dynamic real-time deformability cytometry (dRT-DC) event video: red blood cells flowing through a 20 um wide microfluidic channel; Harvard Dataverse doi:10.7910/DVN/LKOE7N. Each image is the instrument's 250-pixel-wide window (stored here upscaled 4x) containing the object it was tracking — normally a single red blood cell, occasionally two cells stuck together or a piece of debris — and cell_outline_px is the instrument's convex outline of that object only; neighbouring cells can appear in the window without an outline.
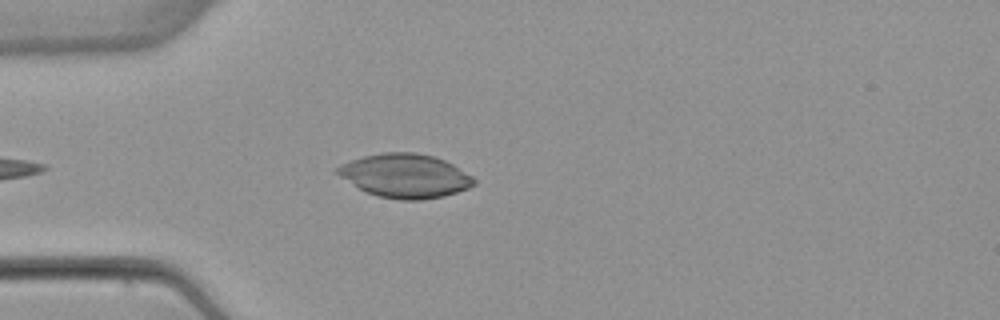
{"species": "common noctule bat (a hibernating species)", "species_latin": "Nyctalus noctula", "temperature_condition": "warm", "stored_images_in_passage": 40, "camera_frame_rate_fps": 3000, "um_per_image_px": 0.085, "animal": {"sex": "female", "body_mass_g": 22.7, "forearm_length_mm": 54.2}, "frame": {"image": 1, "passage_image": 5, "time_ms": 1.333, "image_size_px": [1000, 320], "cell_outline_px": [[476, 184], [468, 188], [444, 196], [420, 200], [400, 200], [380, 196], [368, 192], [360, 188], [332, 172], [340, 164], [364, 156], [384, 152], [416, 152], [432, 156], [444, 160], [452, 164], [472, 176], [476, 180]], "centroid_in_image_um": [34.43, 14.94], "position_along_channel_um": 50.6, "area_um2": 34.68}}
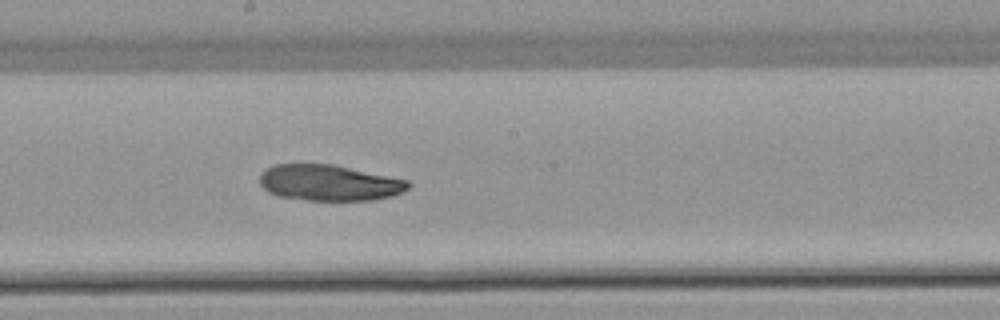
{"frame": {"image": 2, "passage_image": 19, "time_ms": 6.0, "image_size_px": [1000, 320], "cell_outline_px": [[412, 184], [404, 192], [392, 196], [372, 200], [308, 200], [280, 196], [268, 192], [260, 184], [260, 172], [272, 164], [332, 164], [408, 180]], "centroid_in_image_um": [27.98, 15.53], "position_along_channel_um": 220.2, "area_um2": 31.15}}
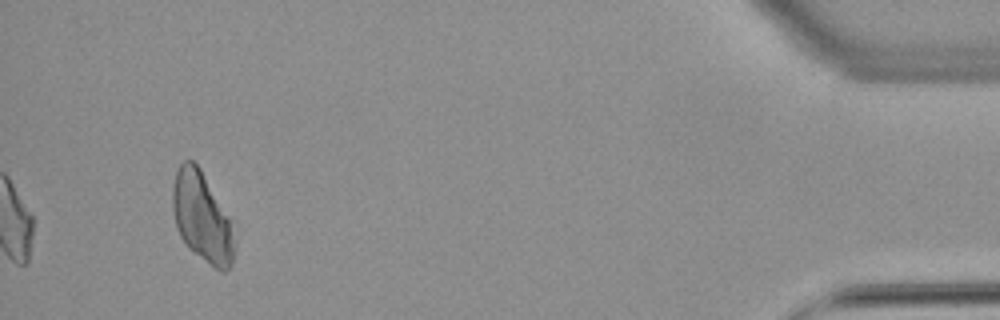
{"frame": {"image": 3, "passage_image": 40, "time_ms": 13.0, "image_size_px": [1000, 320], "cell_outline_px": [[236, 244], [232, 264], [224, 272], [220, 272], [188, 248], [180, 236], [176, 228], [172, 208], [172, 188], [176, 172], [180, 164], [184, 160], [192, 160], [200, 168], [228, 220], [236, 240]], "centroid_in_image_um": [17.14, 18.51], "position_along_channel_um": 418.1, "area_um2": 31.79}}